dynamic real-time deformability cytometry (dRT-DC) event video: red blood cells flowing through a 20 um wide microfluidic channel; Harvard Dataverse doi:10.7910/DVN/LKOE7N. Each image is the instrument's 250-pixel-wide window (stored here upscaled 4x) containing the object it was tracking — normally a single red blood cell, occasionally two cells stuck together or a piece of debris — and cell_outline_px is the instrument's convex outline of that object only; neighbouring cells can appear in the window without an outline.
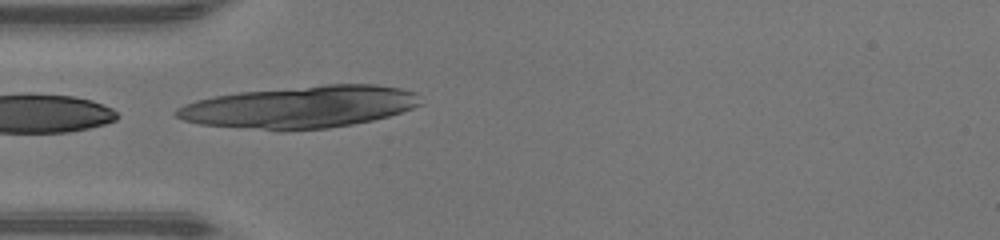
{"species": "human", "species_latin": "Homo sapiens", "temperature_condition": "warm", "stored_images_in_passage": 41, "camera_frame_rate_fps": 3000, "um_per_image_px": 0.085, "donor": {"sex": "male"}, "frame": {"image": 1, "passage_image": 14, "time_ms": 4.333, "image_size_px": [1000, 240], "cell_outline_px": [[424, 104], [388, 116], [372, 120], [352, 124], [328, 128], [284, 132], [280, 132], [200, 124], [184, 120], [176, 116], [172, 112], [176, 108], [184, 104], [196, 100], [216, 96], [240, 92], [324, 84], [376, 84], [400, 88], [416, 92]], "centroid_in_image_um": [25.51, 9.1], "position_along_channel_um": 59.5, "area_um2": 60.52}}
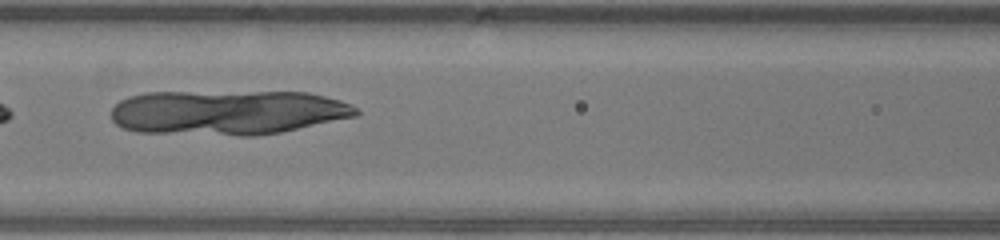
{"frame": {"image": 2, "passage_image": 20, "time_ms": 6.333, "image_size_px": [1000, 240], "cell_outline_px": [[360, 112], [356, 116], [280, 132], [256, 136], [240, 136], [136, 132], [124, 128], [116, 124], [112, 120], [112, 108], [120, 100], [128, 96], [148, 92], [308, 92], [340, 100], [352, 104]], "centroid_in_image_um": [19.32, 9.56], "position_along_channel_um": 147.3, "area_um2": 64.22}}